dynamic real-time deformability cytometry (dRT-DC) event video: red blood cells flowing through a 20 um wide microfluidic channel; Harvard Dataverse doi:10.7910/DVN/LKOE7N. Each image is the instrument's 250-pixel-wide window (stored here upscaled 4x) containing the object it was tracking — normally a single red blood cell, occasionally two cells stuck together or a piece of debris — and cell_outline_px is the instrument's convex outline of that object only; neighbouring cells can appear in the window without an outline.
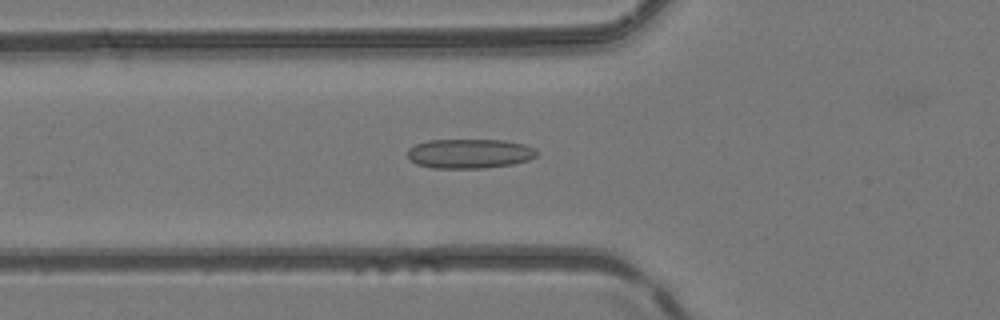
{"species": "common noctule bat (a hibernating species)", "species_latin": "Nyctalus noctula", "temperature_condition": "room temperature", "stored_images_in_passage": 5, "camera_frame_rate_fps": 3000, "um_per_image_px": 0.085, "animal": {"sex": "female", "body_mass_g": 24.6, "forearm_length_mm": 56.2}, "frame": {"image": 1, "passage_image": 5, "time_ms": 5.333, "image_size_px": [1000, 320], "cell_outline_px": [[540, 152], [536, 156], [528, 160], [512, 164], [484, 168], [432, 168], [416, 164], [408, 156], [408, 148], [416, 144], [428, 140], [504, 140], [524, 144], [536, 148]], "centroid_in_image_um": [39.94, 13.05], "position_along_channel_um": 85.9, "area_um2": 22.31}}